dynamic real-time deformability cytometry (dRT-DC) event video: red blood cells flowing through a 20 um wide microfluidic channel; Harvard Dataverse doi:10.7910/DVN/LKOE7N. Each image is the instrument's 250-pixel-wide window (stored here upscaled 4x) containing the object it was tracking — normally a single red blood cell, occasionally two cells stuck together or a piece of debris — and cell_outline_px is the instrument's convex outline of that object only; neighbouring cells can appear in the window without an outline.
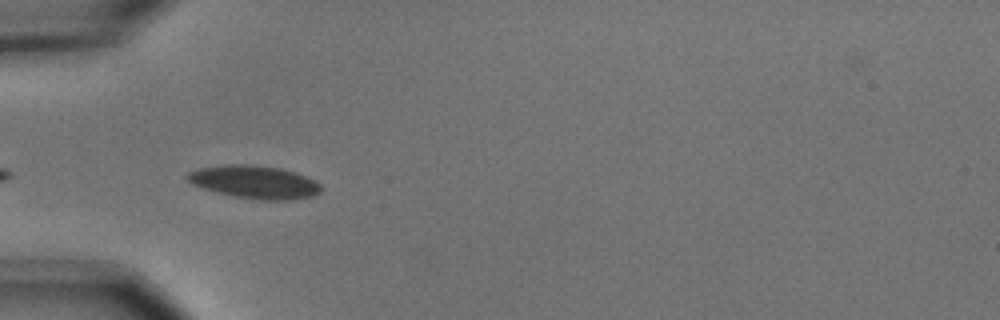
{"species": "common noctule bat (a hibernating species)", "species_latin": "Nyctalus noctula", "temperature_condition": "cold", "stored_images_in_passage": 9, "camera_frame_rate_fps": 3000, "um_per_image_px": 0.085, "animal": {"sex": "male", "body_mass_g": 15.6}, "frame": {"image": 1, "passage_image": 4, "time_ms": 1.0, "image_size_px": [1000, 320], "cell_outline_px": [[320, 192], [312, 196], [288, 200], [260, 200], [232, 196], [216, 192], [192, 184], [184, 176], [188, 172], [200, 168], [224, 164], [252, 164], [280, 168], [296, 172], [320, 184]], "centroid_in_image_um": [21.59, 15.46], "position_along_channel_um": 63.4, "area_um2": 25.66}}
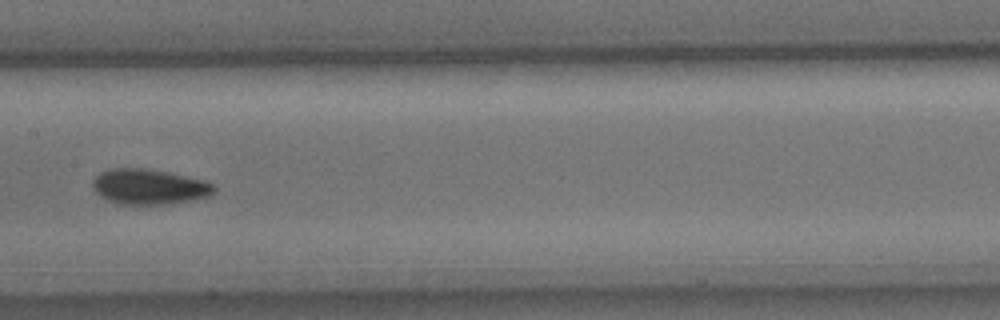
{"frame": {"image": 2, "passage_image": 7, "time_ms": 2.0, "image_size_px": [1000, 320], "cell_outline_px": [[216, 188], [208, 196], [172, 204], [120, 204], [108, 200], [100, 196], [96, 192], [92, 184], [92, 180], [100, 172], [108, 168], [144, 168], [168, 172], [204, 180], [212, 184]], "centroid_in_image_um": [12.64, 15.86], "position_along_channel_um": 194.8, "area_um2": 24.91}}
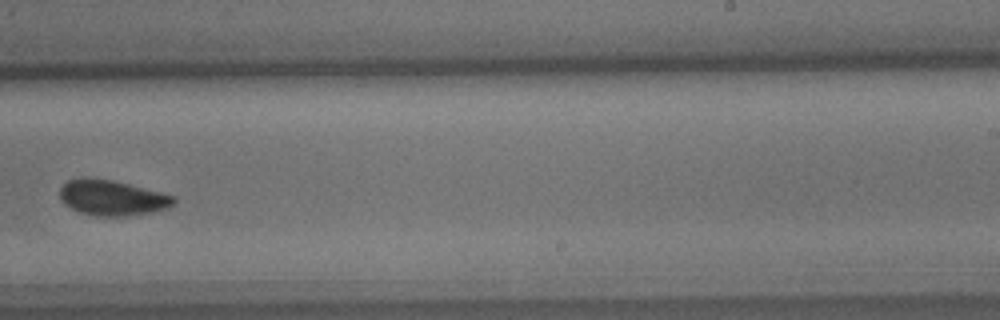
{"frame": {"image": 3, "passage_image": 9, "time_ms": 2.667, "image_size_px": [1000, 320], "cell_outline_px": [[176, 200], [168, 208], [152, 212], [128, 216], [96, 216], [80, 212], [64, 204], [60, 200], [60, 188], [68, 180], [80, 176], [88, 176], [112, 180], [176, 196]], "centroid_in_image_um": [9.5, 16.8], "position_along_channel_um": 279.5, "area_um2": 23.7}}